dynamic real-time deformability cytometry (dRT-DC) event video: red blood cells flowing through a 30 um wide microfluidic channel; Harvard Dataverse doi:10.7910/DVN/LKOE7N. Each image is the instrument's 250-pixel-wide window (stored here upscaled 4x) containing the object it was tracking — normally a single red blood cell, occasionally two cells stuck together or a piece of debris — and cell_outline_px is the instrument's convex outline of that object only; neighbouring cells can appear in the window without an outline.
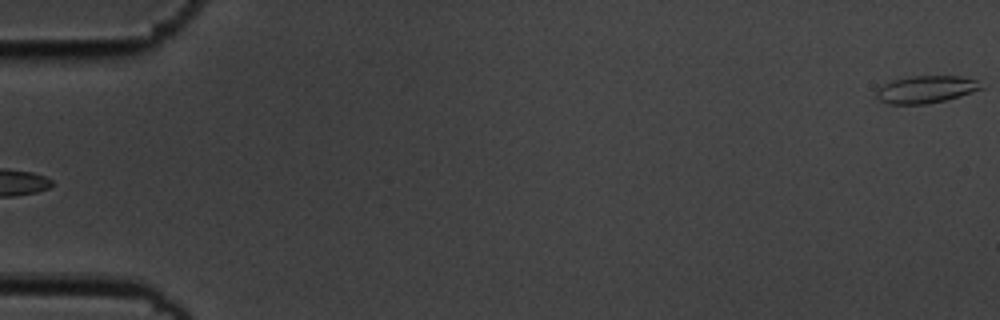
{"species": "common noctule bat (a hibernating species)", "species_latin": "Nyctalus noctula", "temperature_condition": "cold", "stored_images_in_passage": 3, "segment_of_instrument_passage": [2, 2], "camera_frame_rate_fps": 3000, "um_per_image_px": 0.085, "animal": {"sex": "male", "body_mass_g": 19.5, "forearm_length_mm": 54.6}, "frame": {"image": 1, "passage_image": 3, "time_ms": 0.667, "image_size_px": [1000, 320], "cell_outline_px": [[984, 88], [960, 96], [944, 100], [924, 104], [888, 104], [880, 100], [876, 96], [876, 92], [884, 84], [896, 80], [912, 76], [960, 76], [976, 80]], "centroid_in_image_um": [78.72, 7.6], "position_along_channel_um": 6.3, "area_um2": 16.36}}